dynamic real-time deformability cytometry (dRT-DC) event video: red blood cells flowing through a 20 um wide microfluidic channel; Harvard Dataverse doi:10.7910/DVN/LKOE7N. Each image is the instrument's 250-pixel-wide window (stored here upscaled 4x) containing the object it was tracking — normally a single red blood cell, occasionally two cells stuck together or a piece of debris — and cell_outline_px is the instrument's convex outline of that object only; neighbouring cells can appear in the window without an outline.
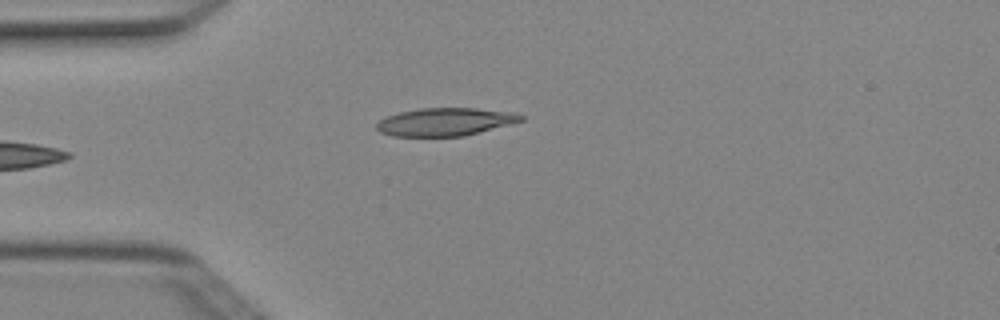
{"species": "Egyptian fruit bat (a non-hibernating species)", "species_latin": "Rousettus aegyptiacus", "temperature_condition": "cold", "stored_images_in_passage": 5, "camera_frame_rate_fps": 3000, "um_per_image_px": 0.085, "animal": {"sex": "female"}, "frame": {"image": 1, "passage_image": 5, "time_ms": 1.333, "image_size_px": [1000, 320], "cell_outline_px": [[524, 120], [464, 136], [392, 136], [380, 132], [376, 128], [376, 124], [380, 120], [388, 116], [400, 112], [420, 108], [476, 108], [516, 112], [524, 116]], "centroid_in_image_um": [37.86, 10.35], "position_along_channel_um": 47.1, "area_um2": 23.41}}